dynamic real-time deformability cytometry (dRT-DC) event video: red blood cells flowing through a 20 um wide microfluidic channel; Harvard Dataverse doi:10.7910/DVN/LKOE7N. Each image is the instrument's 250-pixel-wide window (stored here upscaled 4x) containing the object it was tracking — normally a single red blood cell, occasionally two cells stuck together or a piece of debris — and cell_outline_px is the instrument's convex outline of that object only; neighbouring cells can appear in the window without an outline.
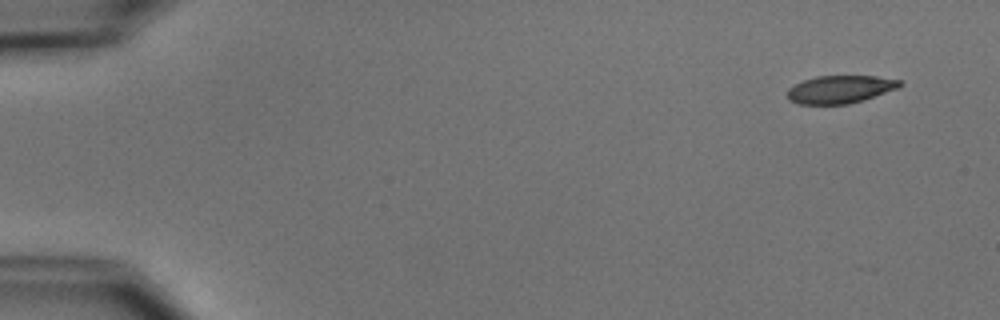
{"species": "common noctule bat (a hibernating species)", "species_latin": "Nyctalus noctula", "temperature_condition": "cold", "stored_images_in_passage": 8, "camera_frame_rate_fps": 3000, "um_per_image_px": 0.085, "animal": {"sex": "male", "body_mass_g": 15.6}, "frame": {"image": 1, "passage_image": 1, "time_ms": 0.0, "image_size_px": [1000, 320], "cell_outline_px": [[904, 84], [900, 88], [864, 100], [848, 104], [800, 104], [788, 100], [788, 88], [804, 80], [816, 76], [876, 76], [900, 80]], "centroid_in_image_um": [71.46, 7.59], "position_along_channel_um": 13.5, "area_um2": 18.32}}